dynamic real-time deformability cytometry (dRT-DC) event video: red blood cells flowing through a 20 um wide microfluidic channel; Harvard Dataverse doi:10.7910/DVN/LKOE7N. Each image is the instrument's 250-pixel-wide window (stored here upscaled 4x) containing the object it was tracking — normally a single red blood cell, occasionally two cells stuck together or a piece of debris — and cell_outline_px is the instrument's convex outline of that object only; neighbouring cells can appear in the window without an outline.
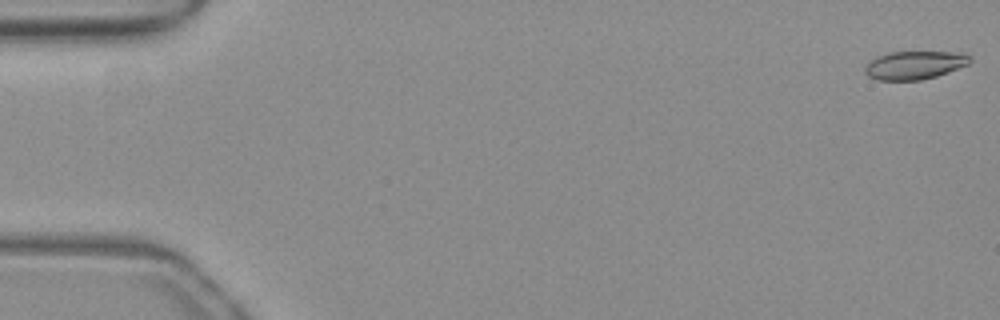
{"species": "common noctule bat (a hibernating species)", "species_latin": "Nyctalus noctula", "temperature_condition": "warm", "stored_images_in_passage": 52, "camera_frame_rate_fps": 3000, "um_per_image_px": 0.085, "animal": {"sex": "female", "body_mass_g": 19.3, "forearm_length_mm": 54.1}, "frame": {"image": 1, "passage_image": 1, "time_ms": 0.0, "image_size_px": [1000, 320], "cell_outline_px": [[972, 60], [968, 64], [936, 76], [920, 80], [876, 80], [868, 76], [864, 72], [864, 68], [876, 56], [888, 52], [964, 52], [972, 56]], "centroid_in_image_um": [77.74, 5.53], "position_along_channel_um": 7.3, "area_um2": 17.34}}
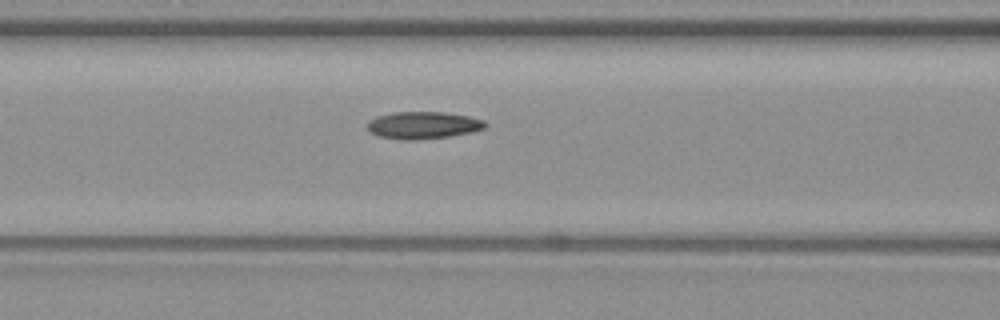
{"frame": {"image": 2, "passage_image": 22, "time_ms": 7.0, "image_size_px": [1000, 320], "cell_outline_px": [[488, 124], [484, 128], [472, 132], [448, 136], [416, 140], [400, 140], [380, 136], [368, 132], [364, 124], [368, 120], [376, 116], [392, 112], [444, 112], [468, 116], [484, 120]], "centroid_in_image_um": [35.9, 10.64], "position_along_channel_um": 130.7, "area_um2": 18.96}}
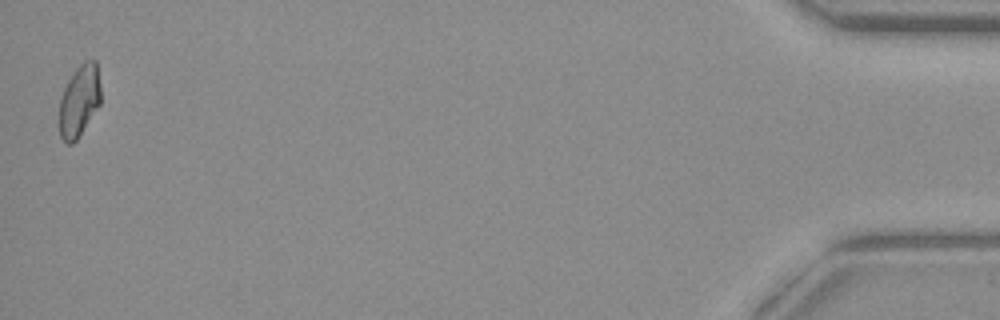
{"frame": {"image": 3, "passage_image": 52, "time_ms": 17.0, "image_size_px": [1000, 320], "cell_outline_px": [[100, 104], [76, 140], [72, 144], [68, 144], [60, 136], [60, 96], [68, 80], [76, 68], [84, 60], [96, 60], [100, 84]], "centroid_in_image_um": [6.74, 8.54], "position_along_channel_um": 428.5, "area_um2": 17.17}, "authors_computed_cell_mechanics": {"area_um2": 18.1492, "velocity_mm_per_s": 3.9583, "shape_relaxation_time_tau1_ms": null, "shape_relaxation_time_tau2_ms": 3.5991, "deformation_change_tau1": null, "deformation_change_tau2": 0.0962}}